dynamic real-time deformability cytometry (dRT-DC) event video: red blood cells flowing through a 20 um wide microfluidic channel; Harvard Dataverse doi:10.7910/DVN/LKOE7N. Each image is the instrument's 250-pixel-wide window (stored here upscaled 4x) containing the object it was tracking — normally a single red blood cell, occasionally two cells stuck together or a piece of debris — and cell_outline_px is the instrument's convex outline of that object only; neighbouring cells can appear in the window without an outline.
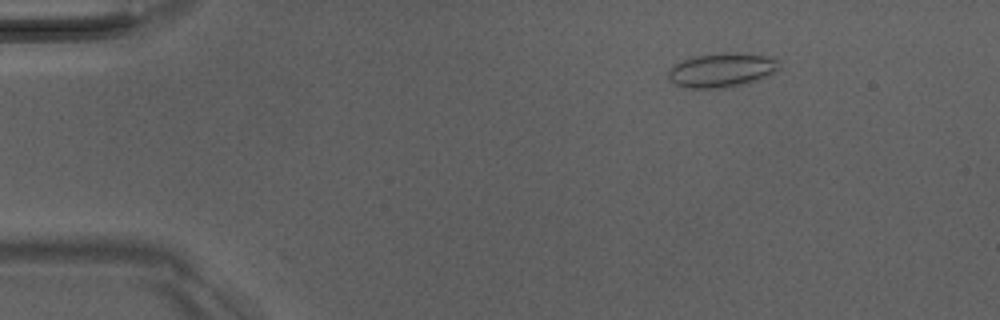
{"species": "Egyptian fruit bat (a non-hibernating species)", "species_latin": "Rousettus aegyptiacus", "temperature_condition": "room temperature", "stored_images_in_passage": 4, "camera_frame_rate_fps": 3000, "um_per_image_px": 0.085, "animal": {"sex": "male"}, "frame": {"image": 1, "passage_image": 3, "time_ms": 0.667, "image_size_px": [1000, 320], "cell_outline_px": [[776, 68], [772, 72], [748, 84], [724, 88], [684, 88], [676, 84], [668, 76], [668, 72], [680, 60], [692, 56], [724, 52], [736, 52], [764, 56], [776, 60]], "centroid_in_image_um": [61.27, 5.96], "position_along_channel_um": 23.7, "area_um2": 21.79}}